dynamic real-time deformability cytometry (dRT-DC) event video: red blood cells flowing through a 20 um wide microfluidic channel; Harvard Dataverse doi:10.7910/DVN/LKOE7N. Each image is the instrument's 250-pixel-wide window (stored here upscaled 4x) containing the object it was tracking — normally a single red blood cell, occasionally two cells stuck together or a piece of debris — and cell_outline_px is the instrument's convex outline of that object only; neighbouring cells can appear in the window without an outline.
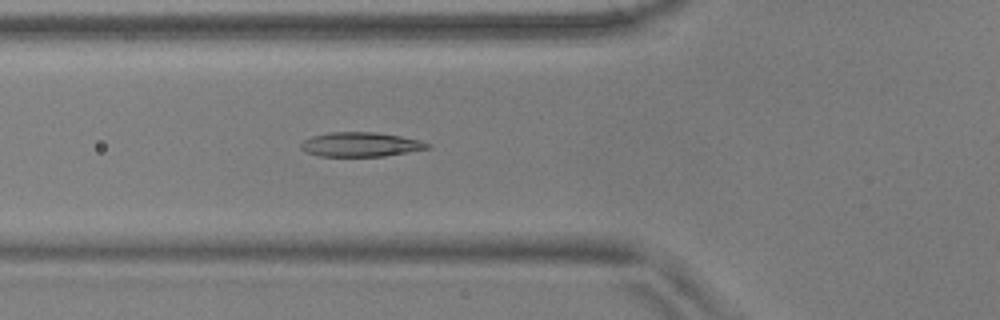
{"species": "common noctule bat (a hibernating species)", "species_latin": "Nyctalus noctula", "temperature_condition": "warm", "stored_images_in_passage": 54, "camera_frame_rate_fps": 3000, "um_per_image_px": 0.085, "animal": {"sex": "male", "body_mass_g": 17.9, "forearm_length_mm": 54.2}, "frame": {"image": 1, "passage_image": 19, "time_ms": 6.0, "image_size_px": [1000, 320], "cell_outline_px": [[432, 148], [384, 156], [320, 156], [308, 152], [300, 148], [300, 144], [304, 140], [312, 136], [332, 132], [376, 132], [400, 136], [420, 140], [432, 144]], "centroid_in_image_um": [30.7, 12.28], "position_along_channel_um": 95.1, "area_um2": 17.98}}
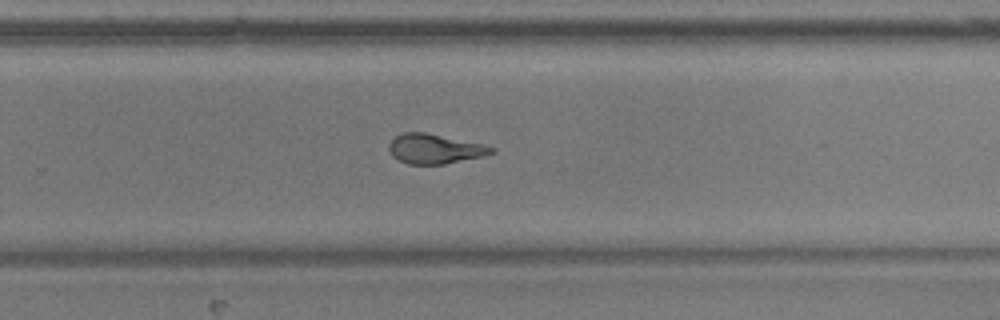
{"frame": {"image": 2, "passage_image": 35, "time_ms": 11.333, "image_size_px": [1000, 320], "cell_outline_px": [[496, 152], [480, 156], [444, 164], [408, 164], [392, 156], [388, 148], [388, 144], [396, 136], [404, 132], [424, 132], [484, 144], [496, 148]], "centroid_in_image_um": [36.94, 12.64], "position_along_channel_um": 292.9, "area_um2": 17.57}}
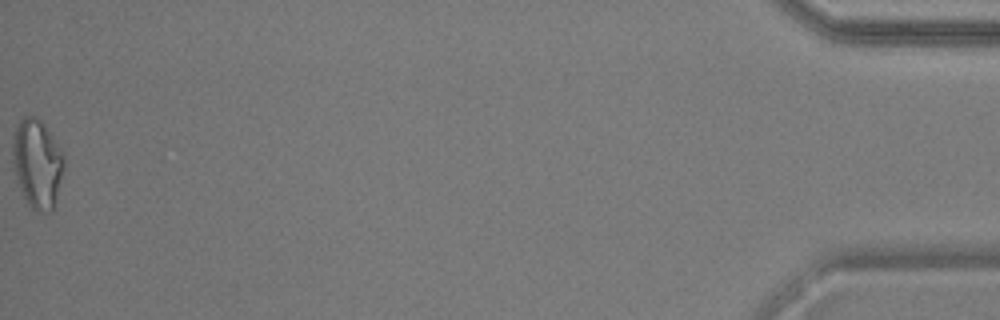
{"frame": {"image": 3, "passage_image": 54, "time_ms": 17.667, "image_size_px": [1000, 320], "cell_outline_px": [[64, 168], [52, 212], [36, 212], [28, 204], [16, 180], [12, 168], [12, 144], [16, 128], [20, 120], [24, 116], [36, 116], [44, 124], [60, 148], [64, 156]], "centroid_in_image_um": [3.15, 13.91], "position_along_channel_um": 432.1, "area_um2": 26.65}, "authors_computed_cell_mechanics": {"area_um2": 18.496, "velocity_mm_per_s": 3.6952, "shape_relaxation_time_tau1_ms": 6.0862, "shape_relaxation_time_tau2_ms": 1.5324, "deformation_change_tau1": 0.2004, "deformation_change_tau2": 0.0847}}